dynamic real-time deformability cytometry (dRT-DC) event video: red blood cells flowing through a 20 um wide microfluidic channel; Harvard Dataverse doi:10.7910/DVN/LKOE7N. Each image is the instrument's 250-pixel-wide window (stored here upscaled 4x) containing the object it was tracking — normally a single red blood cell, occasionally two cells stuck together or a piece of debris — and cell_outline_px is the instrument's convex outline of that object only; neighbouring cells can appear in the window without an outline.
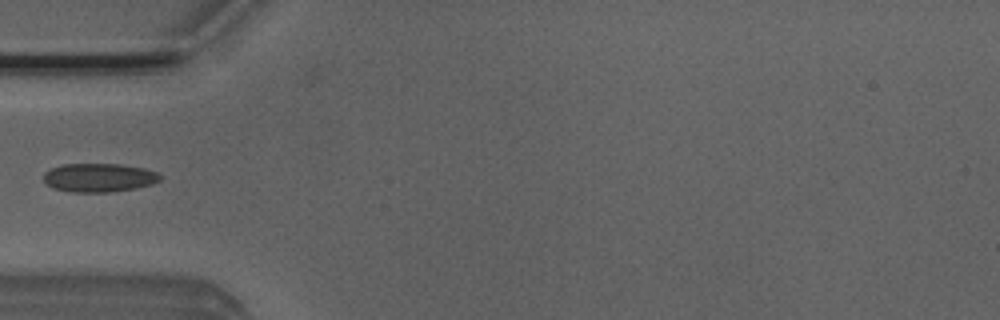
{"species": "Egyptian fruit bat (a non-hibernating species)", "species_latin": "Rousettus aegyptiacus", "temperature_condition": "room temperature", "stored_images_in_passage": 1, "camera_frame_rate_fps": 3000, "um_per_image_px": 0.085, "animal": {"sex": "male"}, "frame": {"image": 1, "passage_image": 1, "time_ms": 0.0, "image_size_px": [1000, 320], "cell_outline_px": [[160, 180], [152, 184], [136, 188], [112, 192], [72, 192], [52, 188], [44, 184], [44, 172], [52, 168], [64, 164], [120, 164], [144, 168], [160, 172]], "centroid_in_image_um": [8.41, 15.1], "position_along_channel_um": 76.6, "area_um2": 19.65}}